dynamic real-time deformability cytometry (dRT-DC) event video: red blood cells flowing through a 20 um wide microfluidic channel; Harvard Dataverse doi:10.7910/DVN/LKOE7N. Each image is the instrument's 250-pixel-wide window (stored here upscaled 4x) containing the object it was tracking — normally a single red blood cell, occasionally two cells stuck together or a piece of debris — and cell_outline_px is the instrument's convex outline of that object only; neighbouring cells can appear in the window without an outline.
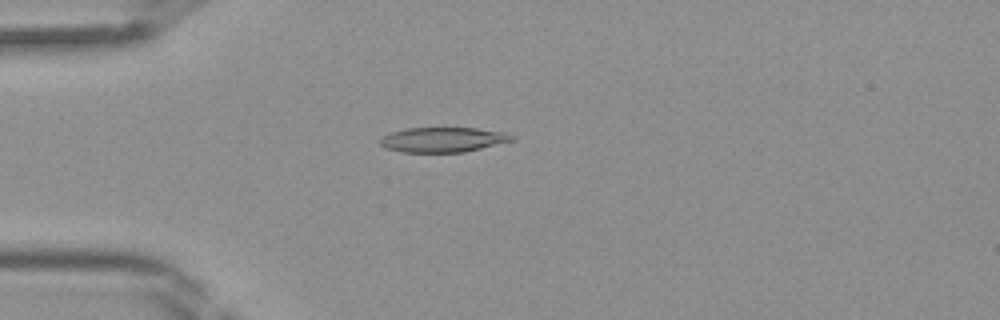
{"species": "Egyptian fruit bat (a non-hibernating species)", "species_latin": "Rousettus aegyptiacus", "temperature_condition": "room temperature", "stored_images_in_passage": 38, "camera_frame_rate_fps": 3000, "um_per_image_px": 0.085, "frame": {"image": 1, "passage_image": 6, "time_ms": 1.667, "image_size_px": [1000, 320], "cell_outline_px": [[516, 136], [512, 140], [464, 152], [400, 152], [384, 148], [380, 144], [380, 140], [384, 136], [392, 132], [408, 128], [476, 128], [504, 132]], "centroid_in_image_um": [37.62, 11.87], "position_along_channel_um": 47.4, "area_um2": 18.9}}
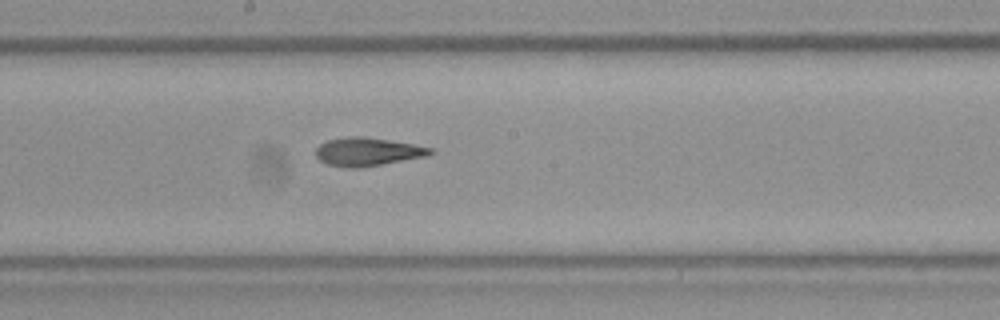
{"frame": {"image": 2, "passage_image": 18, "time_ms": 5.667, "image_size_px": [1000, 320], "cell_outline_px": [[436, 152], [424, 156], [360, 168], [348, 168], [328, 164], [320, 160], [316, 156], [316, 148], [320, 144], [328, 140], [348, 136], [364, 136], [412, 144], [432, 148]], "centroid_in_image_um": [31.21, 12.89], "position_along_channel_um": 217.0, "area_um2": 18.67}}
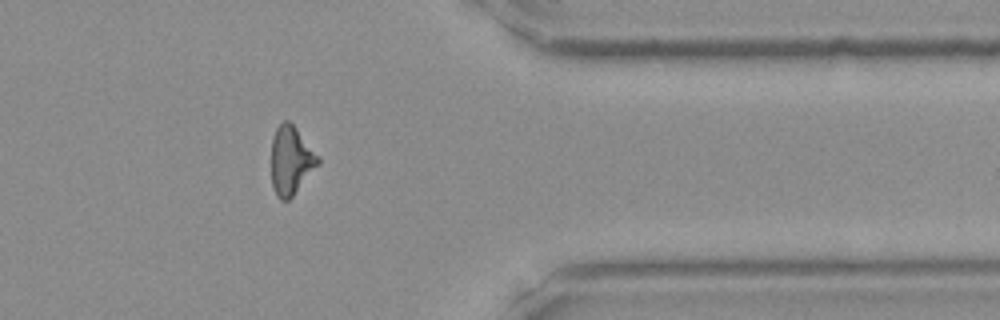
{"frame": {"image": 3, "passage_image": 30, "time_ms": 9.667, "image_size_px": [1000, 320], "cell_outline_px": [[320, 164], [292, 196], [288, 200], [280, 200], [276, 196], [272, 188], [272, 136], [276, 128], [284, 120], [288, 120], [296, 128], [320, 160]], "centroid_in_image_um": [24.71, 13.66], "position_along_channel_um": 386.7, "area_um2": 18.38}}